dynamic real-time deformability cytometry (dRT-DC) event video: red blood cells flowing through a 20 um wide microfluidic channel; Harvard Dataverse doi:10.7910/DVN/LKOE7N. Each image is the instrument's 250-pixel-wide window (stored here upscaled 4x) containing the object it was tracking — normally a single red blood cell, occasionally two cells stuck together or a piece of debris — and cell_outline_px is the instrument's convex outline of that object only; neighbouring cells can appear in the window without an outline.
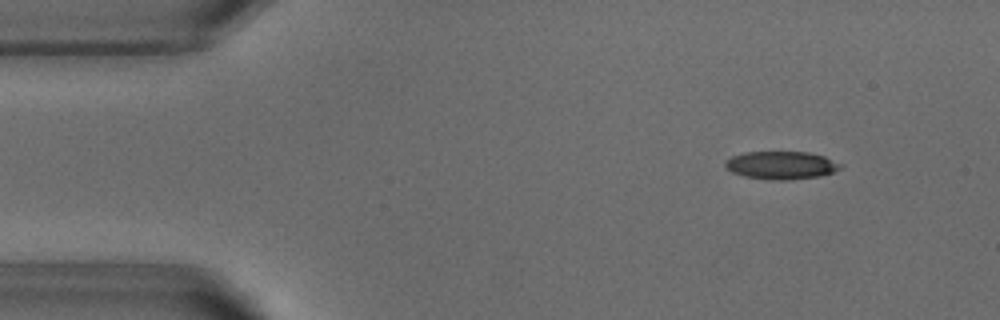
{"species": "common noctule bat (a hibernating species)", "species_latin": "Nyctalus noctula", "temperature_condition": "warm", "stored_images_in_passage": 51, "camera_frame_rate_fps": 3000, "um_per_image_px": 0.085, "animal": {"sex": "male", "body_mass_g": 18.8}, "frame": {"image": 1, "passage_image": 5, "time_ms": 1.333, "image_size_px": [1000, 320], "cell_outline_px": [[840, 168], [832, 172], [820, 176], [788, 180], [768, 180], [744, 176], [732, 172], [724, 164], [732, 156], [744, 152], [808, 152], [824, 156], [840, 164]], "centroid_in_image_um": [66.39, 14.05], "position_along_channel_um": 18.6, "area_um2": 18.55}}
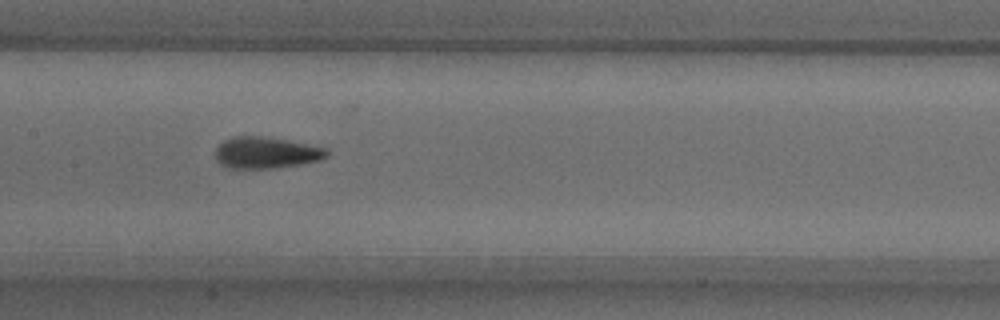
{"frame": {"image": 2, "passage_image": 24, "time_ms": 7.667, "image_size_px": [1000, 320], "cell_outline_px": [[328, 156], [320, 160], [300, 164], [276, 168], [228, 168], [220, 164], [216, 160], [216, 148], [224, 140], [232, 136], [260, 136], [308, 144], [328, 148]], "centroid_in_image_um": [22.61, 12.98], "position_along_channel_um": 184.8, "area_um2": 20.4}}
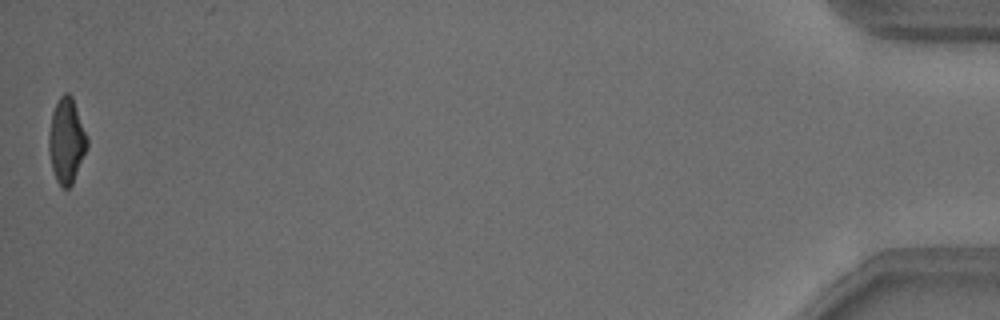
{"frame": {"image": 3, "passage_image": 51, "time_ms": 16.667, "image_size_px": [1000, 320], "cell_outline_px": [[88, 148], [72, 184], [68, 188], [60, 188], [56, 180], [52, 168], [48, 152], [48, 132], [52, 112], [60, 96], [64, 92], [68, 92], [72, 96], [88, 136]], "centroid_in_image_um": [5.65, 11.96], "position_along_channel_um": 429.5, "area_um2": 19.36}, "authors_computed_cell_mechanics": {"area_um2": 19.7676, "velocity_mm_per_s": 3.8406, "shape_relaxation_time_tau1_ms": 5.302, "shape_relaxation_time_tau2_ms": 1.8723, "deformation_change_tau1": 0.1712, "deformation_change_tau2": 0.0812}}